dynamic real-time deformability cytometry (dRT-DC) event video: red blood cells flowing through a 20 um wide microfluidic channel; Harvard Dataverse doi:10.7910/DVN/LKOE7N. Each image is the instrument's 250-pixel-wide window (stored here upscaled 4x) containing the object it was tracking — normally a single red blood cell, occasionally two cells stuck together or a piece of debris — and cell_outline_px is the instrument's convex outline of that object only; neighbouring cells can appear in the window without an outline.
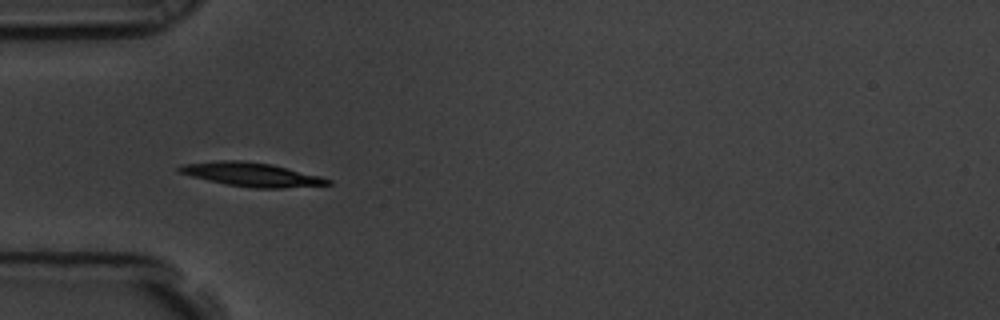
{"species": "common noctule bat (a hibernating species)", "species_latin": "Nyctalus noctula", "temperature_condition": "room temperature", "stored_images_in_passage": 41, "camera_frame_rate_fps": 3000, "um_per_image_px": 0.085, "animal": {"sex": "male", "body_mass_g": 19.5, "forearm_length_mm": 54.6}, "frame": {"image": 1, "passage_image": 1, "time_ms": 0.0, "image_size_px": [1000, 320], "cell_outline_px": [[332, 184], [284, 188], [252, 188], [224, 184], [176, 172], [176, 168], [180, 164], [220, 160], [240, 160], [272, 164], [320, 176], [332, 180]], "centroid_in_image_um": [21.34, 14.83], "position_along_channel_um": 63.7, "area_um2": 20.75}}
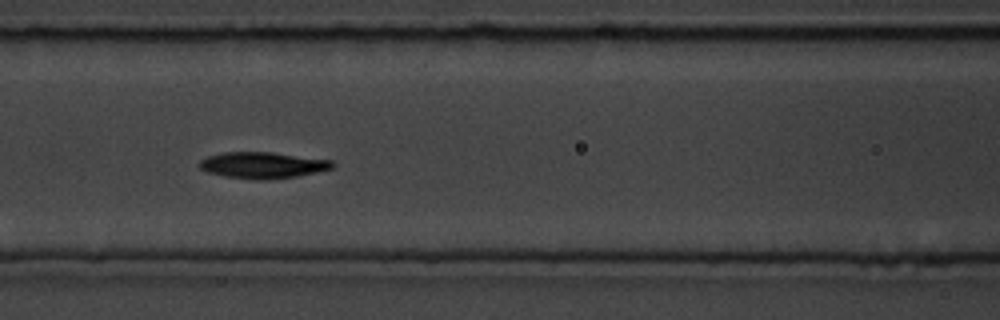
{"frame": {"image": 2, "passage_image": 8, "time_ms": 2.333, "image_size_px": [1000, 320], "cell_outline_px": [[336, 164], [332, 168], [316, 172], [296, 176], [264, 180], [256, 180], [224, 176], [208, 172], [200, 168], [200, 160], [208, 156], [224, 152], [272, 152], [332, 160]], "centroid_in_image_um": [22.34, 14.03], "position_along_channel_um": 144.3, "area_um2": 20.29}}
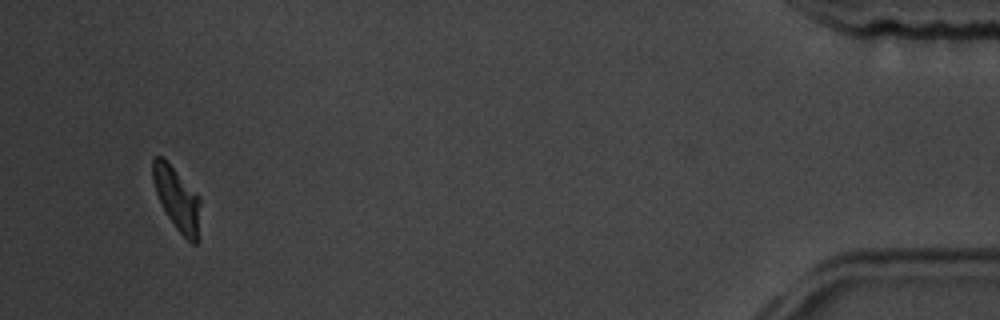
{"frame": {"image": 3, "passage_image": 38, "time_ms": 12.333, "image_size_px": [1000, 320], "cell_outline_px": [[200, 240], [196, 244], [192, 244], [176, 228], [168, 216], [156, 192], [152, 180], [152, 160], [156, 156], [164, 156], [200, 200]], "centroid_in_image_um": [15.06, 16.92], "position_along_channel_um": 420.1, "area_um2": 17.34}, "authors_computed_cell_mechanics": {"area_um2": 19.8254, "velocity_mm_per_s": 3.5346, "shape_relaxation_time_tau1_ms": 2.5638, "shape_relaxation_time_tau2_ms": 5.5813, "deformation_change_tau1": 0.1663, "deformation_change_tau2": 0.1134}}